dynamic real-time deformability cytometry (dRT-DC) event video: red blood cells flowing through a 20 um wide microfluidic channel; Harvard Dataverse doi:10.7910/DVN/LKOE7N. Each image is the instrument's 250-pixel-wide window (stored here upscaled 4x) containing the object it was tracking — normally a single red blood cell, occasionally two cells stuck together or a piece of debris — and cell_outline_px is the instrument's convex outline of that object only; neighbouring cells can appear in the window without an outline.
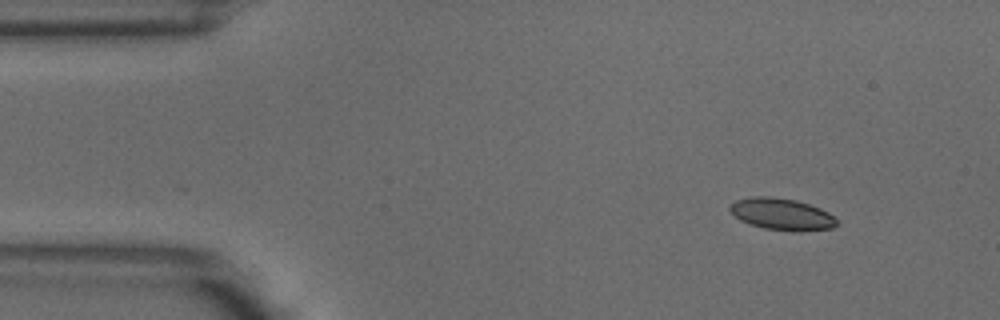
{"species": "common noctule bat (a hibernating species)", "species_latin": "Nyctalus noctula", "temperature_condition": "warm", "stored_images_in_passage": 3, "camera_frame_rate_fps": 3000, "um_per_image_px": 0.085, "animal": {"sex": "male", "body_mass_g": 18.8}, "frame": {"image": 1, "passage_image": 1, "time_ms": 0.0, "image_size_px": [1000, 320], "cell_outline_px": [[840, 224], [832, 228], [800, 232], [792, 232], [764, 228], [740, 220], [728, 208], [736, 200], [756, 196], [772, 196], [796, 200], [820, 208], [828, 212]], "centroid_in_image_um": [66.49, 18.21], "position_along_channel_um": 18.5, "area_um2": 19.77}}